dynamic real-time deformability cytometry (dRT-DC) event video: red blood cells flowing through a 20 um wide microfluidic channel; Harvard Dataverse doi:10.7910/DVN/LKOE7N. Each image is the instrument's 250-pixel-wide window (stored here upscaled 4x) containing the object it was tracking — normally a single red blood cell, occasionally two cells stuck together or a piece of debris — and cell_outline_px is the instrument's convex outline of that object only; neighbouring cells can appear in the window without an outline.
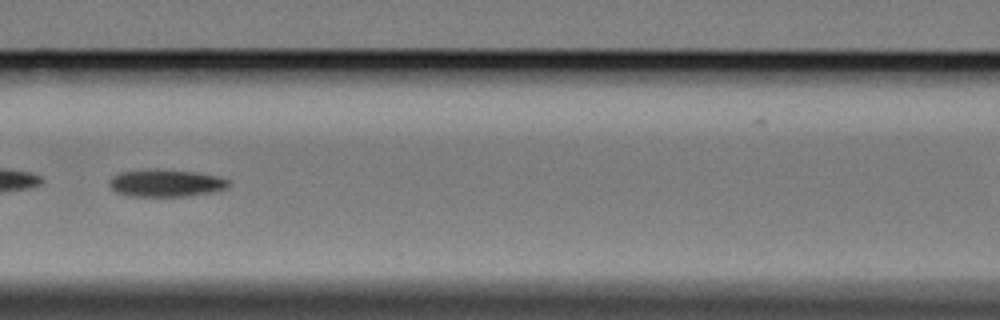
{"species": "Egyptian fruit bat (a non-hibernating species)", "species_latin": "Rousettus aegyptiacus", "temperature_condition": "cold", "stored_images_in_passage": 10, "segment_of_instrument_passage": [1, 2], "camera_frame_rate_fps": 3000, "um_per_image_px": 0.085, "animal": {"sex": "female"}, "frame": {"image": 1, "passage_image": 6, "time_ms": 6.0, "image_size_px": [1000, 320], "cell_outline_px": [[232, 184], [228, 188], [212, 192], [184, 196], [132, 196], [116, 192], [108, 184], [108, 180], [112, 176], [120, 172], [144, 168], [156, 168], [196, 172], [220, 176], [232, 180]], "centroid_in_image_um": [14.13, 15.53], "position_along_channel_um": 152.5, "area_um2": 19.54}}
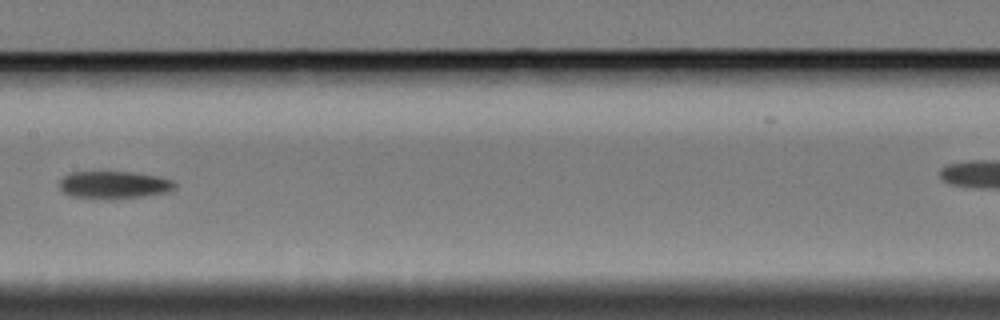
{"frame": {"image": 2, "passage_image": 7, "time_ms": 7.333, "image_size_px": [1000, 320], "cell_outline_px": [[176, 188], [168, 192], [140, 196], [104, 200], [72, 196], [64, 192], [60, 188], [60, 180], [64, 176], [72, 172], [132, 172], [160, 176], [172, 180], [176, 184]], "centroid_in_image_um": [9.7, 15.72], "position_along_channel_um": 197.7, "area_um2": 18.55}}
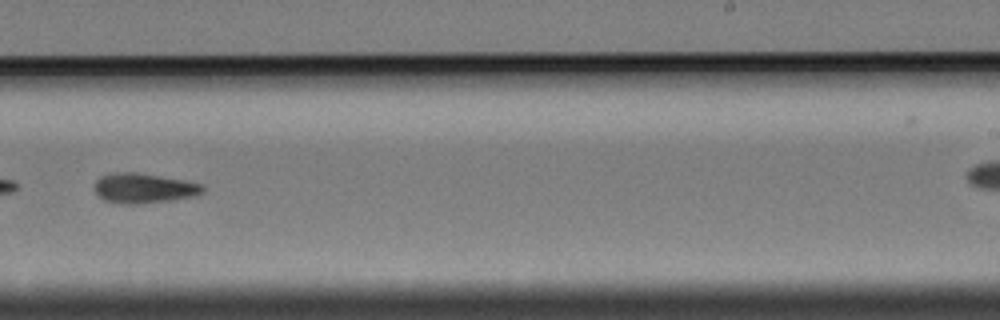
{"frame": {"image": 3, "passage_image": 9, "time_ms": 9.667, "image_size_px": [1000, 320], "cell_outline_px": [[204, 192], [196, 196], [168, 200], [136, 204], [120, 204], [104, 200], [96, 192], [96, 180], [100, 176], [112, 172], [136, 172], [184, 180], [200, 184], [204, 188]], "centroid_in_image_um": [12.21, 15.99], "position_along_channel_um": 276.8, "area_um2": 18.73}}